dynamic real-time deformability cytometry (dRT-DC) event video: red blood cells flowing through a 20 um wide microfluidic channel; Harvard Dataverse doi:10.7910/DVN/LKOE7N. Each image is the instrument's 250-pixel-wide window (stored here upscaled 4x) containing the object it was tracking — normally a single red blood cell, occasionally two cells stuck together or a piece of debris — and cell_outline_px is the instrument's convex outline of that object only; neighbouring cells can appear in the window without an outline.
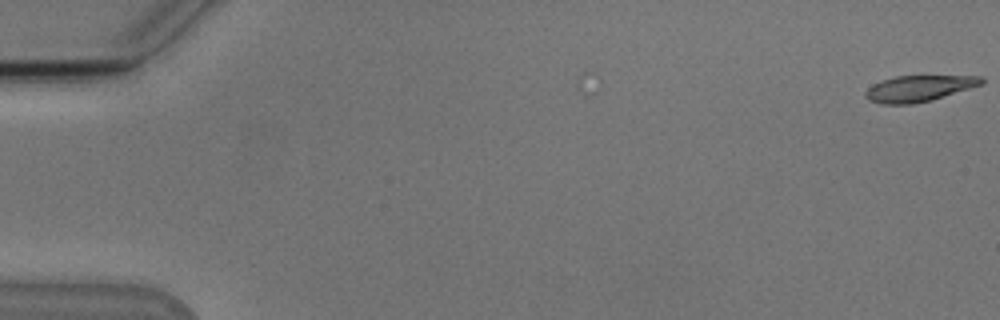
{"species": "Egyptian fruit bat (a non-hibernating species)", "species_latin": "Rousettus aegyptiacus", "temperature_condition": "cold", "stored_images_in_passage": 2, "camera_frame_rate_fps": 3000, "um_per_image_px": 0.085, "animal": {"sex": "male"}, "frame": {"image": 1, "passage_image": 2, "time_ms": 0.333, "image_size_px": [1000, 320], "cell_outline_px": [[984, 84], [932, 100], [912, 104], [880, 104], [868, 100], [864, 96], [864, 92], [872, 84], [880, 80], [896, 76], [984, 76]], "centroid_in_image_um": [78.08, 7.52], "position_along_channel_um": 6.9, "area_um2": 17.86}}